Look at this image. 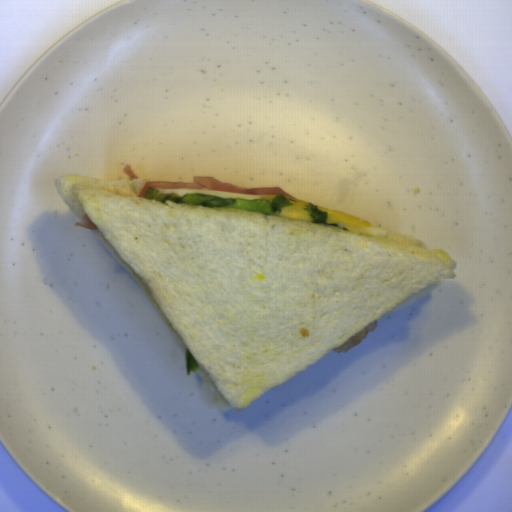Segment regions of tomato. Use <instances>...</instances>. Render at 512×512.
<instances>
[{
	"mask_svg": "<svg viewBox=\"0 0 512 512\" xmlns=\"http://www.w3.org/2000/svg\"><path fill=\"white\" fill-rule=\"evenodd\" d=\"M123 173L126 174L130 180L139 181V178L130 164L123 167Z\"/></svg>",
	"mask_w": 512,
	"mask_h": 512,
	"instance_id": "tomato-3",
	"label": "tomato"
},
{
	"mask_svg": "<svg viewBox=\"0 0 512 512\" xmlns=\"http://www.w3.org/2000/svg\"><path fill=\"white\" fill-rule=\"evenodd\" d=\"M149 187H155L157 189H176V190H187V189H209L213 191H228L248 194H283L284 197L298 200L296 197L288 194L281 187H264V188H242L230 182H222L214 177L198 176L194 177L192 183H174L167 181H148L142 187L141 191L137 195L138 198H145V195Z\"/></svg>",
	"mask_w": 512,
	"mask_h": 512,
	"instance_id": "tomato-1",
	"label": "tomato"
},
{
	"mask_svg": "<svg viewBox=\"0 0 512 512\" xmlns=\"http://www.w3.org/2000/svg\"><path fill=\"white\" fill-rule=\"evenodd\" d=\"M74 226L88 228L92 231L98 230L96 225L93 223V221L88 217L86 213L83 214V217L81 218L80 222L74 223Z\"/></svg>",
	"mask_w": 512,
	"mask_h": 512,
	"instance_id": "tomato-2",
	"label": "tomato"
}]
</instances>
